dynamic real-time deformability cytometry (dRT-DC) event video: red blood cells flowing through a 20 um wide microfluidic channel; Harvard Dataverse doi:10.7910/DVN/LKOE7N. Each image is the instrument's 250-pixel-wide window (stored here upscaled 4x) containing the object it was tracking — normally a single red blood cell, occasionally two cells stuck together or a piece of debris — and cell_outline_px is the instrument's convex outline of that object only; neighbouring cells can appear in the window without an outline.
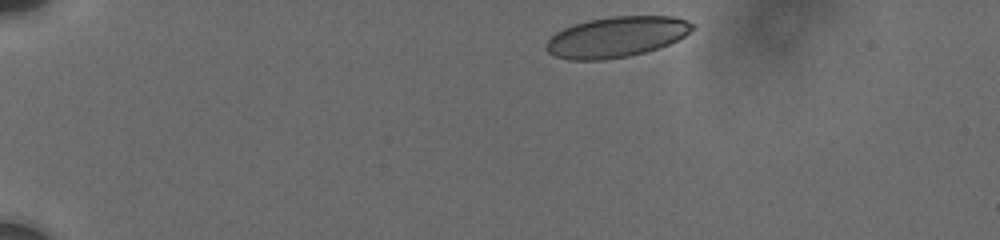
{"species": "human", "species_latin": "Homo sapiens", "temperature_condition": "cold", "stored_images_in_passage": 17, "camera_frame_rate_fps": 3000, "um_per_image_px": 0.085, "donor": {"sex": "male"}, "frame": {"image": 1, "passage_image": 1, "time_ms": 0.0, "image_size_px": [1000, 240], "cell_outline_px": [[696, 28], [684, 36], [668, 44], [644, 52], [628, 56], [600, 60], [568, 60], [556, 56], [548, 52], [544, 48], [544, 44], [556, 32], [564, 28], [588, 20], [612, 16], [672, 16], [696, 24]], "centroid_in_image_um": [52.39, 3.14], "position_along_channel_um": 32.6, "area_um2": 34.45}}
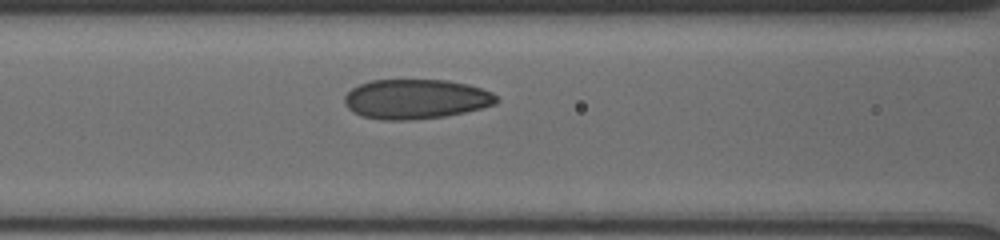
{"frame": {"image": 2, "passage_image": 12, "time_ms": 5.0, "image_size_px": [1000, 240], "cell_outline_px": [[500, 100], [496, 104], [464, 112], [444, 116], [412, 120], [380, 120], [364, 116], [352, 112], [344, 104], [344, 96], [352, 88], [360, 84], [372, 80], [448, 80], [468, 84], [492, 92]], "centroid_in_image_um": [35.34, 8.42], "position_along_channel_um": 131.3, "area_um2": 35.2}}
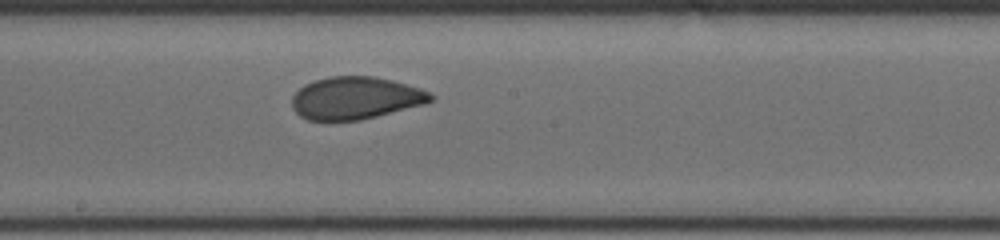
{"frame": {"image": 3, "passage_image": 17, "time_ms": 7.333, "image_size_px": [1000, 240], "cell_outline_px": [[436, 96], [432, 100], [424, 104], [360, 120], [308, 120], [300, 116], [292, 108], [292, 96], [304, 84], [316, 80], [332, 76], [372, 76], [392, 80], [420, 88]], "centroid_in_image_um": [30.21, 8.33], "position_along_channel_um": 218.0, "area_um2": 34.1}}